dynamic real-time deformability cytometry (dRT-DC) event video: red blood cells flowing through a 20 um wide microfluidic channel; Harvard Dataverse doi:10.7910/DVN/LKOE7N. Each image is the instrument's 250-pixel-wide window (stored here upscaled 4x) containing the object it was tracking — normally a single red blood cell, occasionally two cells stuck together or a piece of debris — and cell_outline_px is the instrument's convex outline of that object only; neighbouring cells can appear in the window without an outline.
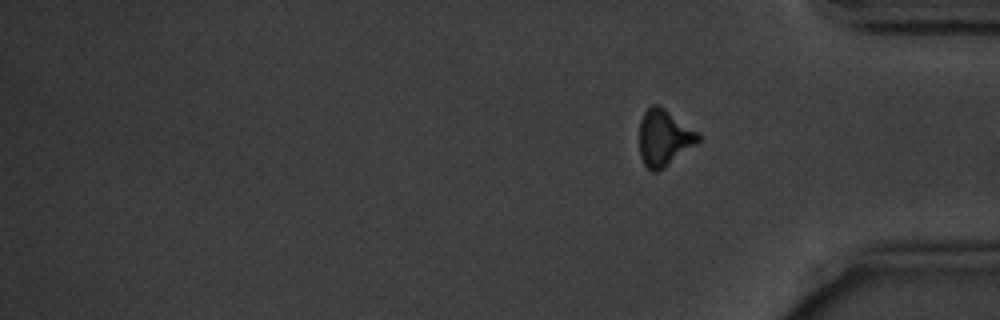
{"species": "common noctule bat (a hibernating species)", "species_latin": "Nyctalus noctula", "temperature_condition": "cold", "stored_images_in_passage": 16, "segment_of_instrument_passage": [2, 2], "camera_frame_rate_fps": 3000, "um_per_image_px": 0.085, "animal": {"sex": "male", "body_mass_g": 20.1, "forearm_length_mm": 53.5}, "frame": {"image": 1, "passage_image": 16, "time_ms": 19.0, "image_size_px": [1000, 320], "cell_outline_px": [[700, 140], [696, 144], [664, 168], [656, 172], [652, 172], [644, 164], [640, 156], [640, 120], [644, 112], [652, 104], [656, 104], [664, 108], [700, 132]], "centroid_in_image_um": [56.46, 11.71], "position_along_channel_um": 378.7, "area_um2": 19.36}}